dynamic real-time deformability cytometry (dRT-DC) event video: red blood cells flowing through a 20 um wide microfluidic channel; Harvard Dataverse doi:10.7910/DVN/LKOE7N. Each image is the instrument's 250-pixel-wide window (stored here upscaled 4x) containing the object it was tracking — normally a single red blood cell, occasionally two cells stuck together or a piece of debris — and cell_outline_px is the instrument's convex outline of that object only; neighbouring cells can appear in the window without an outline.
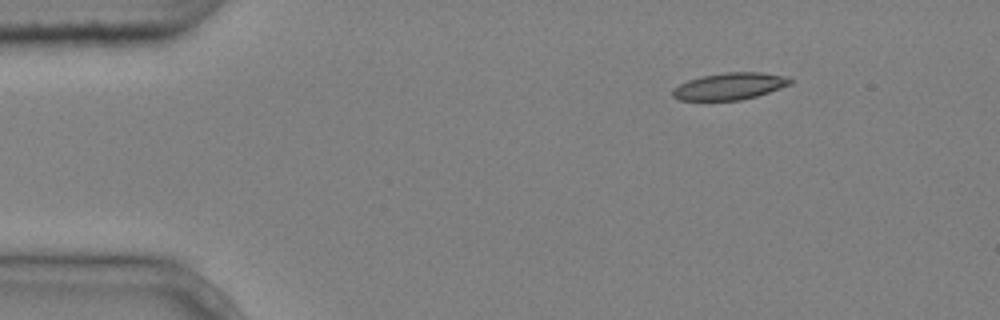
{"species": "common noctule bat (a hibernating species)", "species_latin": "Nyctalus noctula", "temperature_condition": "cold", "stored_images_in_passage": 5, "segment_of_instrument_passage": [2, 2], "camera_frame_rate_fps": 3000, "um_per_image_px": 0.085, "animal": {"sex": "male", "body_mass_g": 20.4}, "frame": {"image": 1, "passage_image": 5, "time_ms": 1.333, "image_size_px": [1000, 320], "cell_outline_px": [[792, 84], [756, 96], [740, 100], [680, 100], [672, 96], [672, 88], [688, 80], [704, 76], [728, 72], [760, 72], [788, 76], [792, 80]], "centroid_in_image_um": [62.04, 7.33], "position_along_channel_um": 23.0, "area_um2": 18.32}}